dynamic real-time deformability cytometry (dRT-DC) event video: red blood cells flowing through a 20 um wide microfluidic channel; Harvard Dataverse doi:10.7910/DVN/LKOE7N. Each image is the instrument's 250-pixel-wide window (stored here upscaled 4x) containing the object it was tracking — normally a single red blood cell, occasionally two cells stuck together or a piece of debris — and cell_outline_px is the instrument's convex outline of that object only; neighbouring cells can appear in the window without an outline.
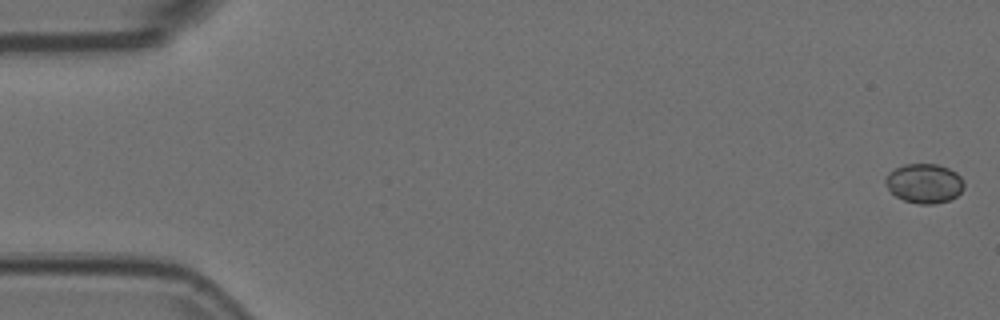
{"species": "Egyptian fruit bat (a non-hibernating species)", "species_latin": "Rousettus aegyptiacus", "temperature_condition": "room temperature", "stored_images_in_passage": 54, "camera_frame_rate_fps": 3000, "um_per_image_px": 0.085, "animal": {"sex": "female"}, "frame": {"image": 1, "passage_image": 1, "time_ms": 0.0, "image_size_px": [1000, 320], "cell_outline_px": [[964, 188], [956, 196], [948, 200], [932, 204], [920, 204], [904, 200], [896, 196], [888, 188], [884, 180], [888, 172], [904, 164], [936, 164], [948, 168], [956, 172], [964, 180]], "centroid_in_image_um": [78.57, 15.58], "position_along_channel_um": 6.4, "area_um2": 17.98}}
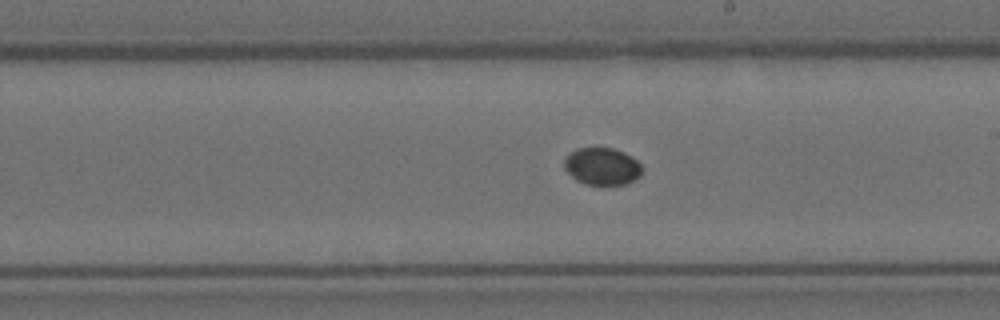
{"frame": {"image": 2, "passage_image": 31, "time_ms": 10.0, "image_size_px": [1000, 320], "cell_outline_px": [[640, 176], [636, 180], [628, 184], [584, 184], [576, 180], [564, 168], [564, 160], [576, 148], [612, 148], [624, 152], [636, 160], [640, 164]], "centroid_in_image_um": [51.18, 14.15], "position_along_channel_um": 237.8, "area_um2": 16.7}}
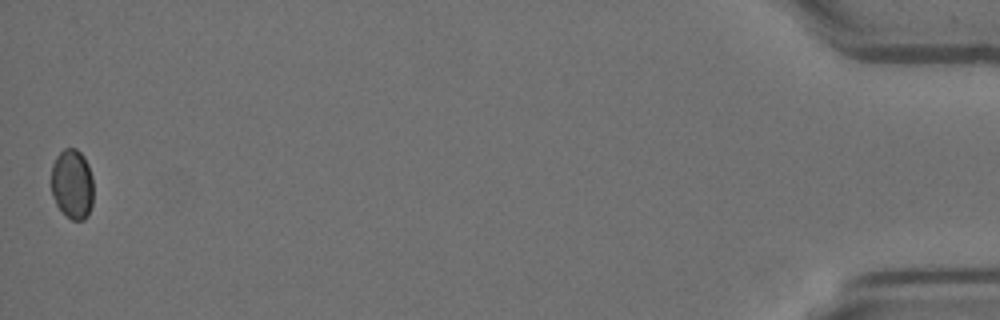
{"frame": {"image": 3, "passage_image": 54, "time_ms": 17.667, "image_size_px": [1000, 320], "cell_outline_px": [[92, 204], [88, 216], [84, 220], [72, 220], [56, 204], [52, 192], [52, 164], [56, 156], [64, 148], [76, 148], [84, 156], [88, 164], [92, 176]], "centroid_in_image_um": [6.15, 15.62], "position_along_channel_um": 429.1, "area_um2": 17.11}}